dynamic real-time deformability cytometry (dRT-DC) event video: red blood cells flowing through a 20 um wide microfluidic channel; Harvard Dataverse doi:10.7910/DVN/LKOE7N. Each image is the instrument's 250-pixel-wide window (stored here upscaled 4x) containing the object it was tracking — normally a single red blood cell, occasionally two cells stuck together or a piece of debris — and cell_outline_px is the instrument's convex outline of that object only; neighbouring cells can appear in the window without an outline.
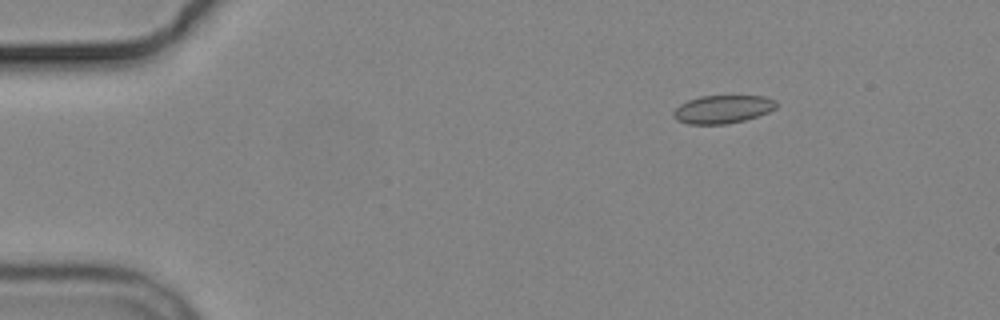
{"species": "common noctule bat (a hibernating species)", "species_latin": "Nyctalus noctula", "temperature_condition": "cold", "stored_images_in_passage": 5, "camera_frame_rate_fps": 3000, "um_per_image_px": 0.085, "animal": {"sex": "male", "body_mass_g": 19.2, "forearm_length_mm": 51.8}, "frame": {"image": 1, "passage_image": 1, "time_ms": 0.0, "image_size_px": [1000, 320], "cell_outline_px": [[776, 108], [768, 112], [744, 120], [728, 124], [688, 124], [676, 120], [672, 116], [672, 112], [680, 104], [688, 100], [700, 96], [764, 96], [776, 100]], "centroid_in_image_um": [61.4, 9.29], "position_along_channel_um": 23.6, "area_um2": 16.88}}
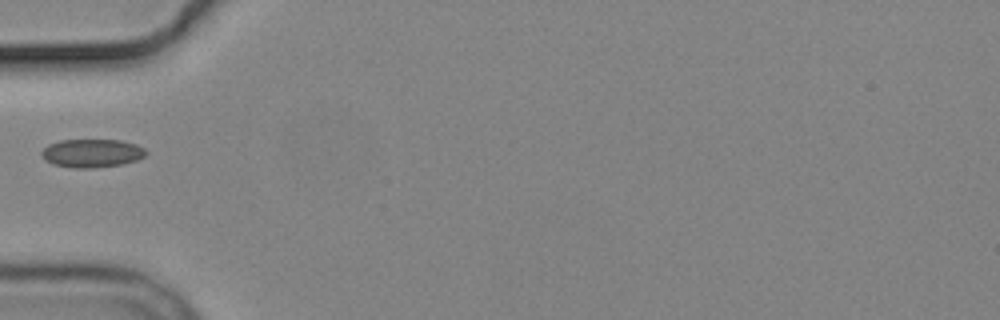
{"frame": {"image": 2, "passage_image": 4, "time_ms": 3.667, "image_size_px": [1000, 320], "cell_outline_px": [[148, 152], [144, 156], [136, 160], [124, 164], [96, 168], [72, 168], [52, 164], [44, 160], [40, 156], [40, 152], [48, 144], [60, 140], [120, 140], [136, 144], [144, 148]], "centroid_in_image_um": [7.78, 13.03], "position_along_channel_um": 77.2, "area_um2": 17.51}}
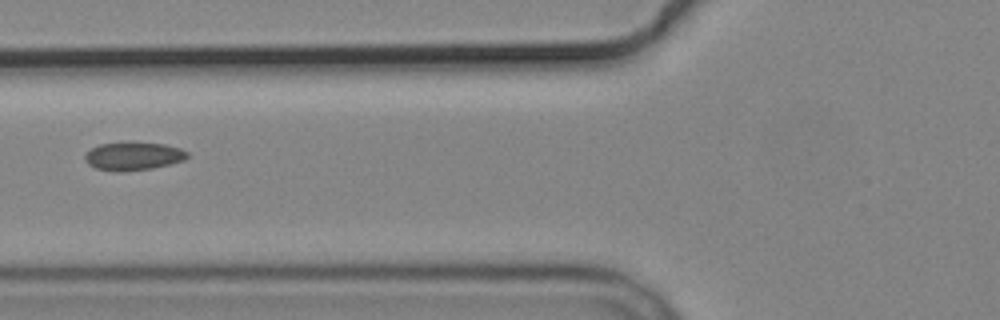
{"frame": {"image": 3, "passage_image": 5, "time_ms": 4.667, "image_size_px": [1000, 320], "cell_outline_px": [[188, 156], [184, 160], [152, 168], [96, 168], [88, 164], [84, 160], [84, 156], [92, 148], [100, 144], [164, 144], [180, 148], [188, 152]], "centroid_in_image_um": [11.37, 13.24], "position_along_channel_um": 114.4, "area_um2": 15.37}}